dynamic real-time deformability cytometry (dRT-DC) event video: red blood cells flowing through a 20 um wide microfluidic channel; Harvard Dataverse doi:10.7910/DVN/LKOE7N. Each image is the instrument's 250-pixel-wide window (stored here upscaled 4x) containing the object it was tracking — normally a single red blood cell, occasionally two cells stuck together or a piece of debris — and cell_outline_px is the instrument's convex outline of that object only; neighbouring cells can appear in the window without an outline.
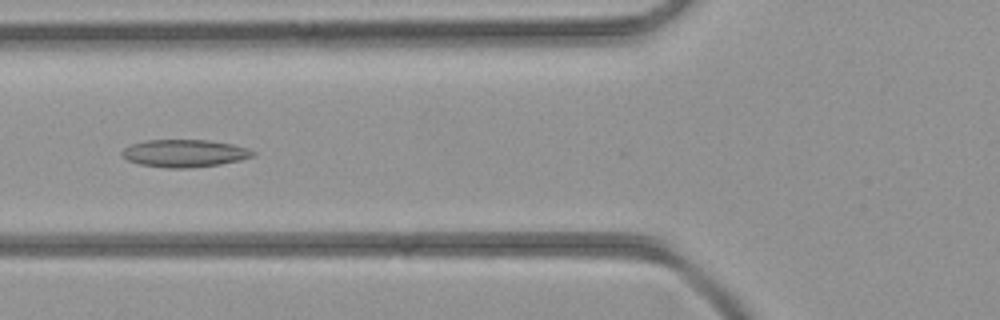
{"species": "common noctule bat (a hibernating species)", "species_latin": "Nyctalus noctula", "temperature_condition": "room temperature", "stored_images_in_passage": 10, "camera_frame_rate_fps": 3000, "um_per_image_px": 0.085, "animal": {"sex": "female", "body_mass_g": 21.9}, "frame": {"image": 1, "passage_image": 6, "time_ms": 1.667, "image_size_px": [1000, 320], "cell_outline_px": [[256, 152], [252, 156], [240, 160], [220, 164], [188, 168], [168, 168], [140, 164], [128, 160], [120, 152], [124, 148], [132, 144], [144, 140], [208, 140], [232, 144], [248, 148]], "centroid_in_image_um": [15.68, 13.02], "position_along_channel_um": 110.1, "area_um2": 20.87}}
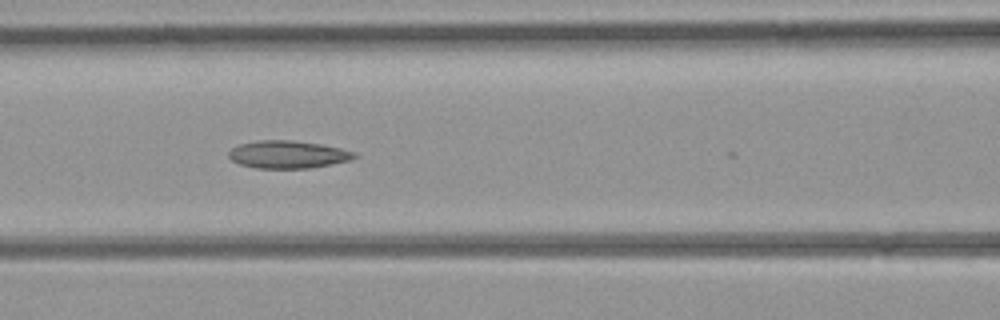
{"frame": {"image": 2, "passage_image": 8, "time_ms": 2.333, "image_size_px": [1000, 320], "cell_outline_px": [[360, 156], [352, 160], [312, 168], [256, 168], [240, 164], [232, 160], [228, 156], [228, 152], [232, 148], [240, 144], [260, 140], [292, 140], [320, 144], [340, 148], [356, 152]], "centroid_in_image_um": [24.52, 13.13], "position_along_channel_um": 142.1, "area_um2": 20.35}}